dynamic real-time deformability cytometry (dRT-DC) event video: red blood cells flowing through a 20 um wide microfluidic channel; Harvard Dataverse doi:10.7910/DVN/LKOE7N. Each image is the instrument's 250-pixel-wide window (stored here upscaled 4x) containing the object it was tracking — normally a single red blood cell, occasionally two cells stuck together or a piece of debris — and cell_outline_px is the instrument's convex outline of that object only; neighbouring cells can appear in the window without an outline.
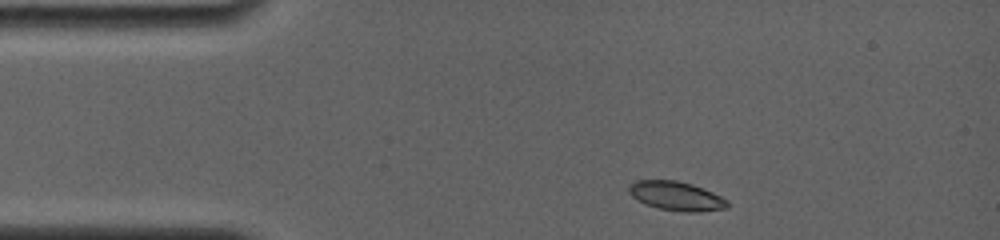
{"species": "common noctule bat (a hibernating species)", "species_latin": "Nyctalus noctula", "temperature_condition": "room temperature", "stored_images_in_passage": 6, "camera_frame_rate_fps": 4000, "um_per_image_px": 0.085, "animal": {"sex": "female", "body_mass_g": 19.0, "forearm_length_mm": 56.7}, "frame": {"image": 1, "passage_image": 1, "time_ms": 0.0, "image_size_px": [1000, 240], "cell_outline_px": [[728, 208], [700, 212], [684, 212], [660, 208], [644, 204], [632, 196], [628, 192], [628, 184], [636, 180], [676, 180], [692, 184], [712, 192], [728, 200]], "centroid_in_image_um": [57.47, 16.66], "position_along_channel_um": 27.5, "area_um2": 16.76}}
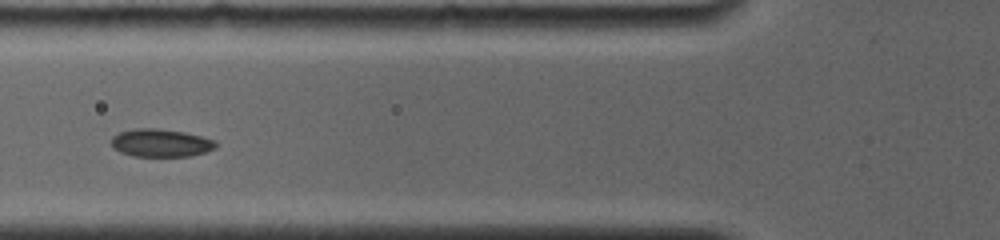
{"frame": {"image": 2, "passage_image": 4, "time_ms": 3.5, "image_size_px": [1000, 240], "cell_outline_px": [[216, 148], [192, 156], [132, 156], [120, 152], [112, 148], [112, 136], [120, 132], [136, 128], [156, 128], [184, 132], [216, 140]], "centroid_in_image_um": [13.66, 12.15], "position_along_channel_um": 112.1, "area_um2": 16.99}}
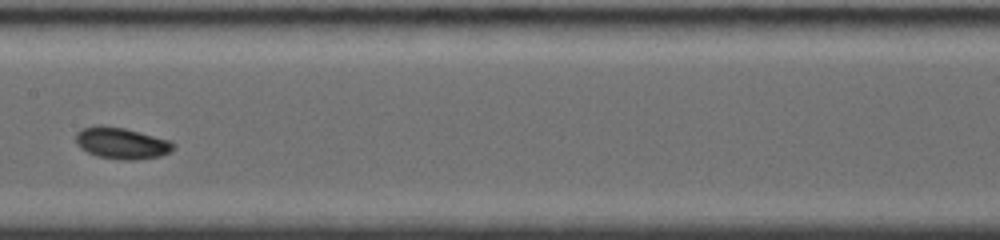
{"frame": {"image": 3, "passage_image": 6, "time_ms": 5.75, "image_size_px": [1000, 240], "cell_outline_px": [[176, 144], [168, 152], [160, 156], [136, 160], [120, 160], [96, 156], [80, 148], [76, 144], [76, 132], [80, 128], [100, 124], [124, 128], [172, 140]], "centroid_in_image_um": [10.31, 12.16], "position_along_channel_um": 197.1, "area_um2": 18.15}}